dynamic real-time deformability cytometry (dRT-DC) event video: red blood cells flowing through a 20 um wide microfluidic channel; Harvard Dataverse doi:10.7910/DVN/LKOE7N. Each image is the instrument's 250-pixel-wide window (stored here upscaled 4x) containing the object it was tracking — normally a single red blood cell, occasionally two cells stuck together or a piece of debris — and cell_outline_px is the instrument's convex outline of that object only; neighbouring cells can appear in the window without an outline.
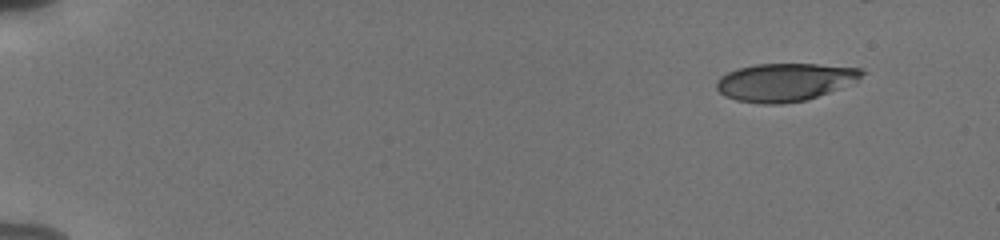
{"species": "human", "species_latin": "Homo sapiens", "temperature_condition": "cold", "stored_images_in_passage": 51, "camera_frame_rate_fps": 3000, "um_per_image_px": 0.085, "donor": {"sex": "male"}, "frame": {"image": 1, "passage_image": 1, "time_ms": 0.0, "image_size_px": [1000, 240], "cell_outline_px": [[868, 72], [856, 80], [828, 92], [808, 100], [780, 104], [760, 104], [736, 100], [724, 96], [716, 88], [716, 80], [720, 76], [728, 72], [740, 68], [756, 64], [816, 64], [860, 68]], "centroid_in_image_um": [66.68, 6.98], "position_along_channel_um": 18.3, "area_um2": 32.02}}
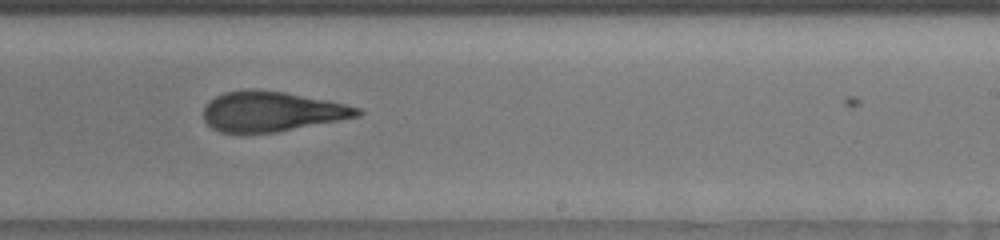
{"frame": {"image": 2, "passage_image": 32, "time_ms": 10.333, "image_size_px": [1000, 240], "cell_outline_px": [[364, 112], [360, 116], [340, 120], [276, 132], [220, 132], [212, 128], [204, 120], [204, 108], [208, 100], [224, 92], [284, 92], [344, 104], [360, 108]], "centroid_in_image_um": [23.11, 9.51], "position_along_channel_um": 265.9, "area_um2": 34.8}}
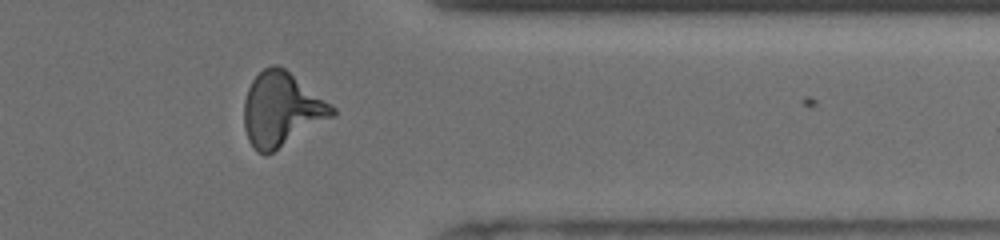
{"frame": {"image": 3, "passage_image": 42, "time_ms": 13.667, "image_size_px": [1000, 240], "cell_outline_px": [[336, 116], [272, 152], [264, 156], [256, 152], [252, 148], [248, 140], [244, 128], [244, 100], [248, 88], [252, 80], [264, 68], [272, 64], [276, 64], [284, 68], [332, 104], [336, 108]], "centroid_in_image_um": [23.93, 9.32], "position_along_channel_um": 387.5, "area_um2": 38.21}, "authors_computed_cell_mechanics": {"area_um2": 35.9516, "velocity_mm_per_s": 3.8216, "shape_relaxation_time_tau1_ms": 5.3561, "shape_relaxation_time_tau2_ms": 2.1037, "deformation_change_tau1": 0.2026, "deformation_change_tau2": 0.1211}}